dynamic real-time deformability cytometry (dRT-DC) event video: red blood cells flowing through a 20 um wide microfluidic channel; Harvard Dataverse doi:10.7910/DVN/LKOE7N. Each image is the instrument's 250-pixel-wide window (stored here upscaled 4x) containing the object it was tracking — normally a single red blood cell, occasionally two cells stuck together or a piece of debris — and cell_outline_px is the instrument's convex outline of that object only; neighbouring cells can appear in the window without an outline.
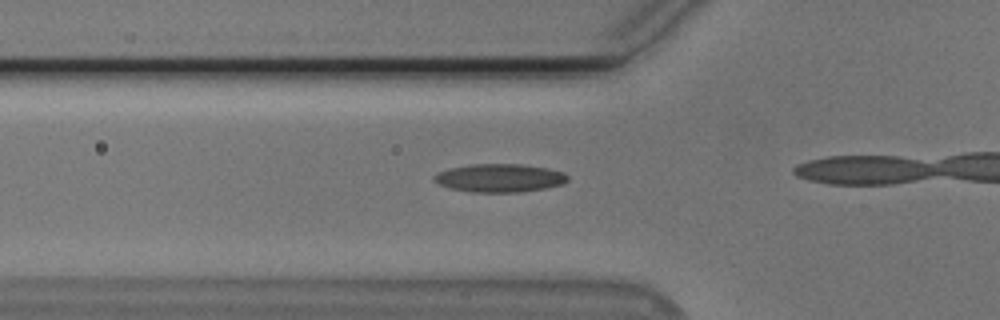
{"species": "Egyptian fruit bat (a non-hibernating species)", "species_latin": "Rousettus aegyptiacus", "temperature_condition": "cold", "stored_images_in_passage": 8, "camera_frame_rate_fps": 3000, "um_per_image_px": 0.085, "animal": {"sex": "male"}, "frame": {"image": 1, "passage_image": 4, "time_ms": 1.0, "image_size_px": [1000, 320], "cell_outline_px": [[568, 180], [564, 184], [548, 188], [520, 192], [472, 192], [448, 188], [432, 180], [432, 176], [436, 172], [448, 168], [472, 164], [520, 164], [548, 168], [564, 172], [568, 176]], "centroid_in_image_um": [42.46, 15.13], "position_along_channel_um": 83.3, "area_um2": 22.31}}
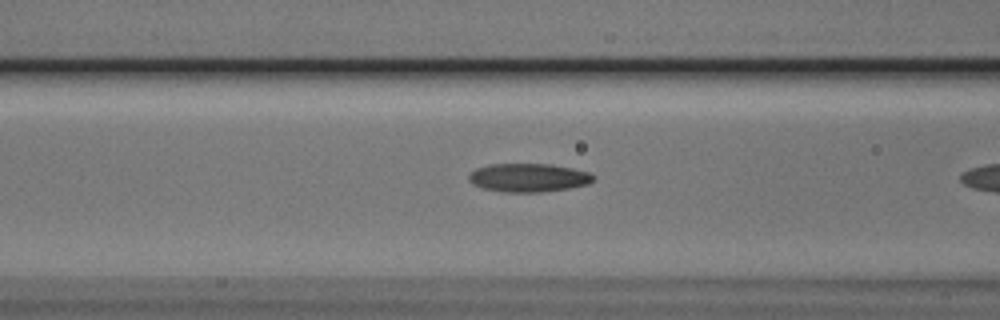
{"frame": {"image": 2, "passage_image": 7, "time_ms": 2.0, "image_size_px": [1000, 320], "cell_outline_px": [[596, 180], [588, 184], [568, 188], [540, 192], [500, 192], [484, 188], [472, 184], [468, 180], [468, 172], [476, 168], [492, 164], [552, 164], [572, 168], [588, 172], [596, 176]], "centroid_in_image_um": [44.91, 15.1], "position_along_channel_um": 121.7, "area_um2": 20.87}}